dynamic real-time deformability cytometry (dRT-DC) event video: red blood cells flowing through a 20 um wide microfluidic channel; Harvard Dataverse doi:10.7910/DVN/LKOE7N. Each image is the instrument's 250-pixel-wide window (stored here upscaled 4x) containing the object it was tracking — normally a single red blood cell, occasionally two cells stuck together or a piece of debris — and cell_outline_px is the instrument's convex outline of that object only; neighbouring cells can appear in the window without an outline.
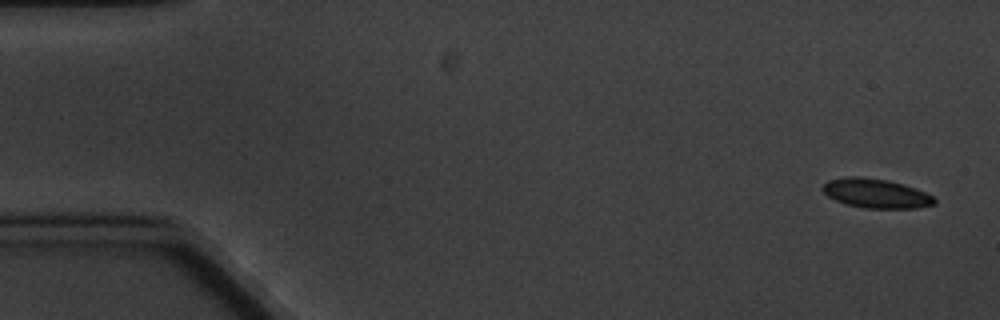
{"species": "common noctule bat (a hibernating species)", "species_latin": "Nyctalus noctula", "temperature_condition": "cold", "stored_images_in_passage": 7, "camera_frame_rate_fps": 3000, "um_per_image_px": 0.085, "animal": {"sex": "male", "body_mass_g": 20.1, "forearm_length_mm": 53.5}, "frame": {"image": 1, "passage_image": 1, "time_ms": 0.0, "image_size_px": [1000, 320], "cell_outline_px": [[936, 204], [916, 208], [864, 208], [848, 204], [836, 200], [828, 196], [820, 188], [828, 180], [848, 176], [860, 176], [888, 180], [904, 184], [916, 188], [932, 196], [936, 200]], "centroid_in_image_um": [74.46, 16.43], "position_along_channel_um": 10.5, "area_um2": 19.07}}